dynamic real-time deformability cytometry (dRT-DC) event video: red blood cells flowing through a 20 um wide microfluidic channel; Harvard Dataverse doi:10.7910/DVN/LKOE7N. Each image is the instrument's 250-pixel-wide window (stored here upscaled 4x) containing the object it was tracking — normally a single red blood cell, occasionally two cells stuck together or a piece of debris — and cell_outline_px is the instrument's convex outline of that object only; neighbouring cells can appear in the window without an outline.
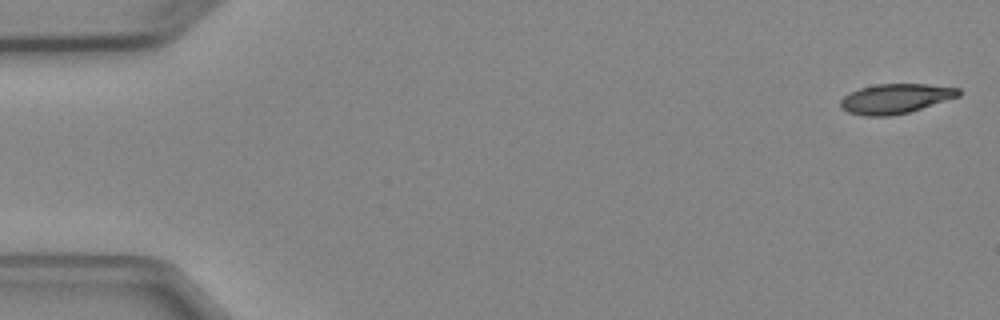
{"species": "Egyptian fruit bat (a non-hibernating species)", "species_latin": "Rousettus aegyptiacus", "temperature_condition": "cold", "stored_images_in_passage": 6, "camera_frame_rate_fps": 3000, "um_per_image_px": 0.085, "animal": {"sex": "female"}, "frame": {"image": 1, "passage_image": 1, "time_ms": 0.0, "image_size_px": [1000, 320], "cell_outline_px": [[960, 96], [908, 112], [888, 116], [864, 116], [848, 112], [840, 108], [840, 100], [844, 96], [860, 88], [876, 84], [928, 84], [960, 88]], "centroid_in_image_um": [76.1, 8.38], "position_along_channel_um": 8.9, "area_um2": 20.35}}
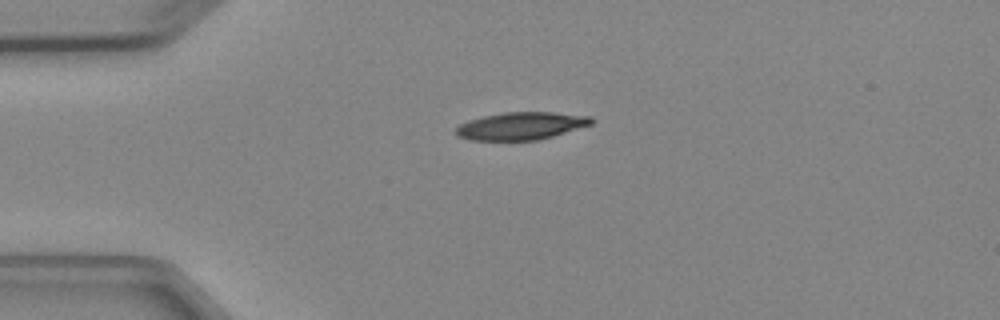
{"frame": {"image": 2, "passage_image": 4, "time_ms": 3.667, "image_size_px": [1000, 320], "cell_outline_px": [[596, 120], [592, 124], [552, 136], [536, 140], [472, 140], [460, 136], [456, 132], [456, 128], [460, 124], [468, 120], [484, 116], [504, 112], [552, 112], [592, 116]], "centroid_in_image_um": [44.34, 10.69], "position_along_channel_um": 40.7, "area_um2": 21.62}}